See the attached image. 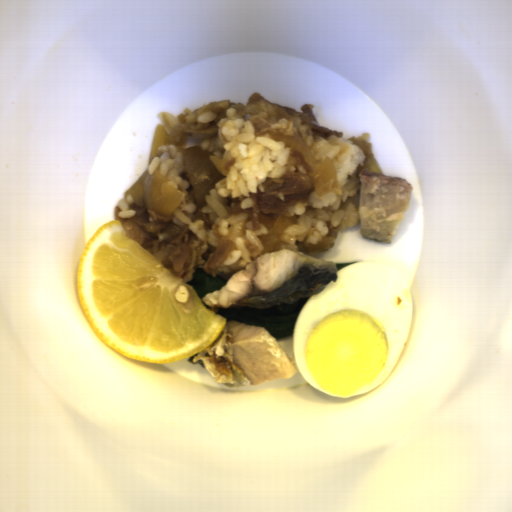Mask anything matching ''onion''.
Instances as JSON below:
<instances>
[{
    "label": "onion",
    "instance_id": "onion-1",
    "mask_svg": "<svg viewBox=\"0 0 512 512\" xmlns=\"http://www.w3.org/2000/svg\"><path fill=\"white\" fill-rule=\"evenodd\" d=\"M136 206L162 216L173 215L185 195L158 172L149 174L148 169L137 182L127 189Z\"/></svg>",
    "mask_w": 512,
    "mask_h": 512
},
{
    "label": "onion",
    "instance_id": "onion-2",
    "mask_svg": "<svg viewBox=\"0 0 512 512\" xmlns=\"http://www.w3.org/2000/svg\"><path fill=\"white\" fill-rule=\"evenodd\" d=\"M192 195L199 207L206 204L205 198L219 179L226 175L225 160L214 151L201 149L197 144L182 150Z\"/></svg>",
    "mask_w": 512,
    "mask_h": 512
},
{
    "label": "onion",
    "instance_id": "onion-3",
    "mask_svg": "<svg viewBox=\"0 0 512 512\" xmlns=\"http://www.w3.org/2000/svg\"><path fill=\"white\" fill-rule=\"evenodd\" d=\"M269 134L274 140L284 143L285 147L297 149L303 156L318 195L322 196L325 193L343 195L330 157L326 156L322 161H317L299 135H285L278 132Z\"/></svg>",
    "mask_w": 512,
    "mask_h": 512
},
{
    "label": "onion",
    "instance_id": "onion-4",
    "mask_svg": "<svg viewBox=\"0 0 512 512\" xmlns=\"http://www.w3.org/2000/svg\"><path fill=\"white\" fill-rule=\"evenodd\" d=\"M168 134L163 125L156 124L149 156H155L159 152V146L166 144Z\"/></svg>",
    "mask_w": 512,
    "mask_h": 512
},
{
    "label": "onion",
    "instance_id": "onion-5",
    "mask_svg": "<svg viewBox=\"0 0 512 512\" xmlns=\"http://www.w3.org/2000/svg\"><path fill=\"white\" fill-rule=\"evenodd\" d=\"M364 170H369L383 175L375 156L370 158V160L365 165Z\"/></svg>",
    "mask_w": 512,
    "mask_h": 512
}]
</instances>
